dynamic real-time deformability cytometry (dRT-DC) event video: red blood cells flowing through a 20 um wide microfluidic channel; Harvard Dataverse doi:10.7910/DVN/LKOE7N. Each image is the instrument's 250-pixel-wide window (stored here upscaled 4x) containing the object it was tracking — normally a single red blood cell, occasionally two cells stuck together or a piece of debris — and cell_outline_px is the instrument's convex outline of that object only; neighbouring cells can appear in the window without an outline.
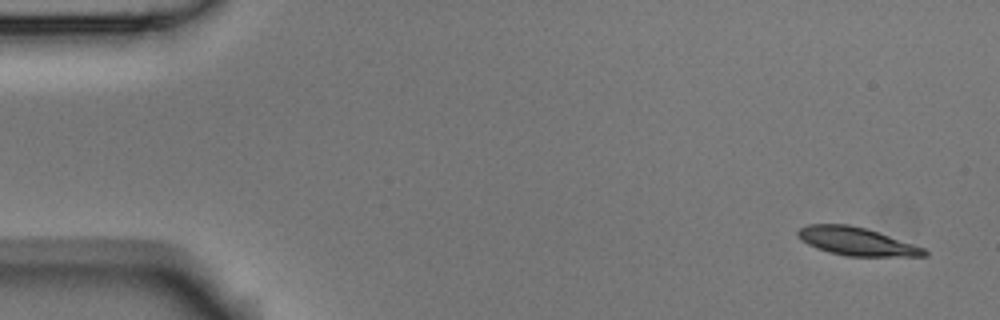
{"species": "Egyptian fruit bat (a non-hibernating species)", "species_latin": "Rousettus aegyptiacus", "temperature_condition": "room temperature", "stored_images_in_passage": 5, "camera_frame_rate_fps": 3000, "um_per_image_px": 0.085, "animal": {"sex": "male"}, "frame": {"image": 1, "passage_image": 1, "time_ms": 0.0, "image_size_px": [1000, 320], "cell_outline_px": [[928, 256], [848, 256], [828, 252], [816, 248], [800, 240], [796, 236], [796, 232], [800, 228], [808, 224], [848, 224], [864, 228], [924, 248], [928, 252]], "centroid_in_image_um": [72.74, 20.52], "position_along_channel_um": 12.3, "area_um2": 20.46}}
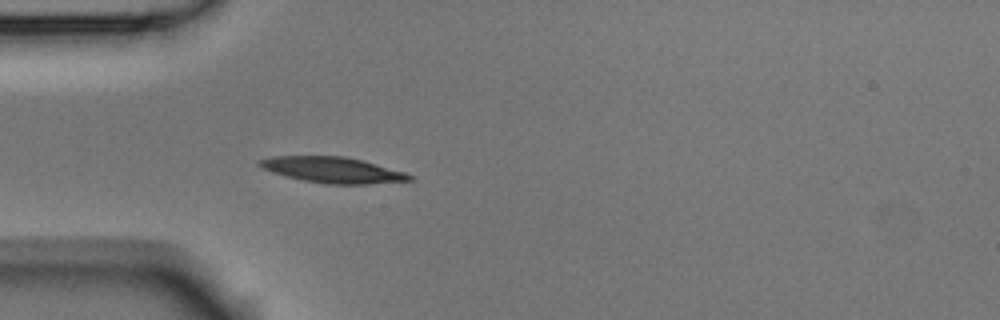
{"frame": {"image": 2, "passage_image": 5, "time_ms": 1.333, "image_size_px": [1000, 320], "cell_outline_px": [[416, 176], [412, 180], [368, 184], [324, 184], [304, 180], [272, 172], [260, 168], [256, 164], [256, 160], [272, 156], [344, 156], [376, 164], [404, 172]], "centroid_in_image_um": [28.24, 14.44], "position_along_channel_um": 56.8, "area_um2": 22.54}}